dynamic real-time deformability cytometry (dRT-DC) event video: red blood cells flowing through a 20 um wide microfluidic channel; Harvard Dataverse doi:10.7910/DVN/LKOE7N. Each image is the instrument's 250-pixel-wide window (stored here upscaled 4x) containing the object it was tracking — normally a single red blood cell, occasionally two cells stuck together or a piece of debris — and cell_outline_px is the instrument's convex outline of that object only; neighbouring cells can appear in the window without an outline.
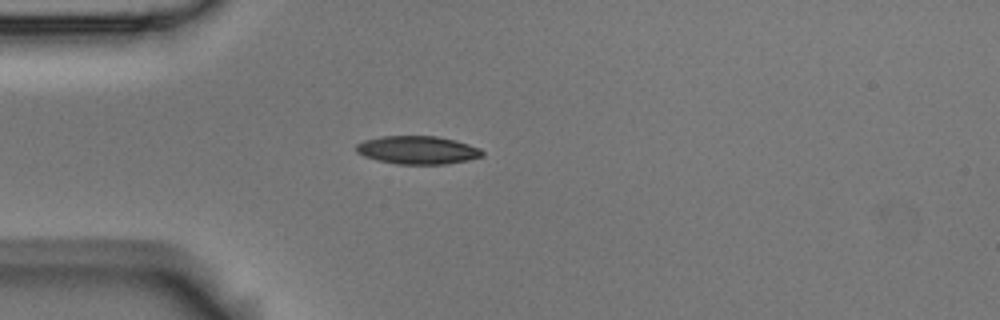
{"species": "Egyptian fruit bat (a non-hibernating species)", "species_latin": "Rousettus aegyptiacus", "temperature_condition": "room temperature", "stored_images_in_passage": 4, "camera_frame_rate_fps": 3000, "um_per_image_px": 0.085, "animal": {"sex": "male"}, "frame": {"image": 1, "passage_image": 3, "time_ms": 0.667, "image_size_px": [1000, 320], "cell_outline_px": [[484, 156], [468, 160], [444, 164], [396, 164], [376, 160], [364, 156], [356, 152], [356, 144], [364, 140], [380, 136], [436, 136], [456, 140], [480, 148], [484, 152]], "centroid_in_image_um": [35.49, 12.75], "position_along_channel_um": 49.5, "area_um2": 20.81}}